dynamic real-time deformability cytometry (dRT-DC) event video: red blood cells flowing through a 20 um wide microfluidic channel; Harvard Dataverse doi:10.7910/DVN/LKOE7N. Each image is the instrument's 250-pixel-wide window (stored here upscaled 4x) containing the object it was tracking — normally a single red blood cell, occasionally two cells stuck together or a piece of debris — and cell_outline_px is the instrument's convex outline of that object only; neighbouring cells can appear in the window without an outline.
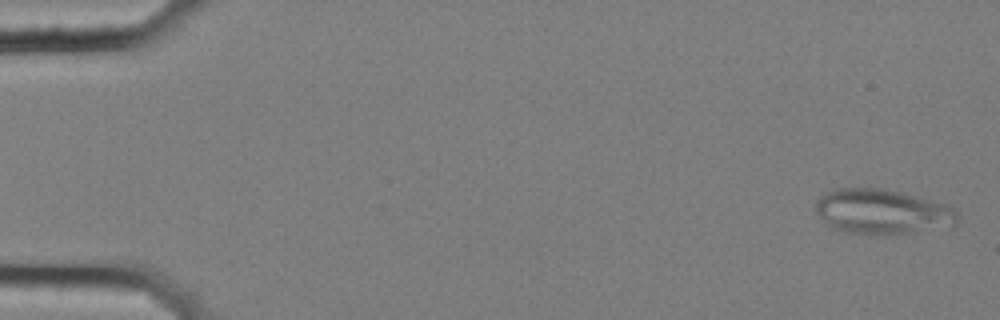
{"species": "common noctule bat (a hibernating species)", "species_latin": "Nyctalus noctula", "temperature_condition": "cold", "stored_images_in_passage": 57, "segment_of_instrument_passage": [1, 2], "camera_frame_rate_fps": 3000, "um_per_image_px": 0.085, "animal": {"sex": "female", "body_mass_g": 25.1}, "frame": {"image": 1, "passage_image": 2, "time_ms": 0.333, "image_size_px": [1000, 320], "cell_outline_px": [[956, 224], [908, 232], [876, 236], [868, 236], [844, 232], [832, 228], [816, 212], [816, 200], [824, 192], [836, 188], [880, 188], [900, 192], [948, 204], [956, 208]], "centroid_in_image_um": [74.93, 17.99], "position_along_channel_um": 10.1, "area_um2": 37.17}}